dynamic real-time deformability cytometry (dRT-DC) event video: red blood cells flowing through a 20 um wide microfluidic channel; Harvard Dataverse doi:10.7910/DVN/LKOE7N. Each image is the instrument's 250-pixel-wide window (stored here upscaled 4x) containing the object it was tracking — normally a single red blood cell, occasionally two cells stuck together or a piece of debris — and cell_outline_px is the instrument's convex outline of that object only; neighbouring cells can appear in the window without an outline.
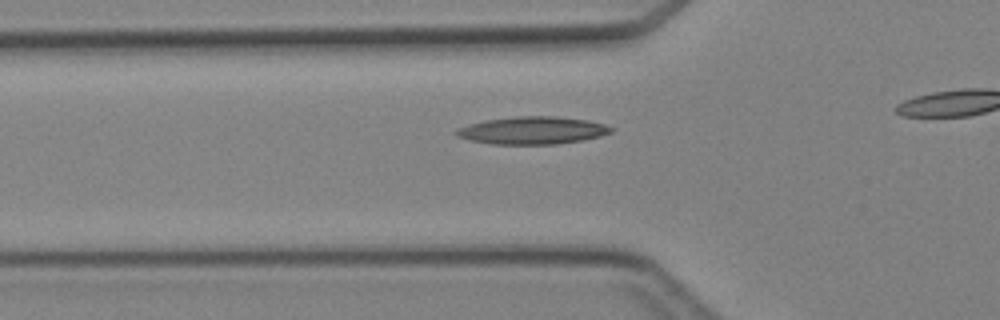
{"species": "Egyptian fruit bat (a non-hibernating species)", "species_latin": "Rousettus aegyptiacus", "temperature_condition": "cold", "stored_images_in_passage": 19, "camera_frame_rate_fps": 3000, "um_per_image_px": 0.085, "animal": {"sex": "female"}, "frame": {"image": 1, "passage_image": 6, "time_ms": 1.667, "image_size_px": [1000, 320], "cell_outline_px": [[616, 128], [612, 132], [600, 136], [580, 140], [556, 144], [492, 144], [468, 140], [456, 136], [452, 132], [456, 128], [468, 124], [484, 120], [516, 116], [556, 116], [588, 120], [604, 124]], "centroid_in_image_um": [45.21, 11.08], "position_along_channel_um": 80.6, "area_um2": 25.09}}
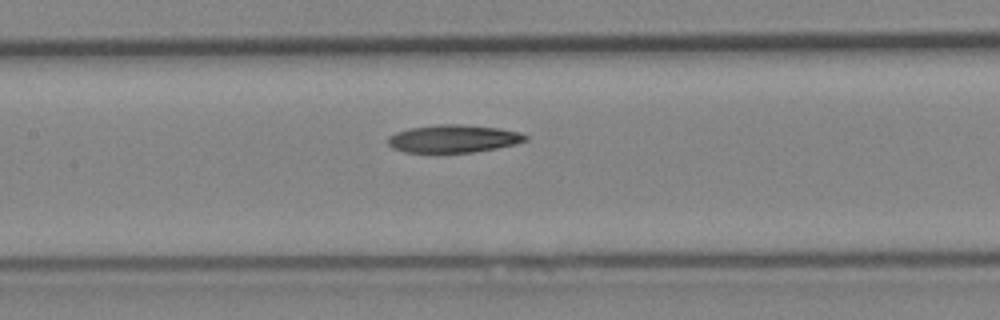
{"frame": {"image": 2, "passage_image": 12, "time_ms": 3.667, "image_size_px": [1000, 320], "cell_outline_px": [[528, 140], [516, 144], [496, 148], [472, 152], [404, 152], [392, 148], [388, 144], [388, 136], [396, 132], [412, 128], [436, 124], [460, 124], [500, 128], [520, 132], [528, 136]], "centroid_in_image_um": [38.56, 11.78], "position_along_channel_um": 168.8, "area_um2": 22.25}}
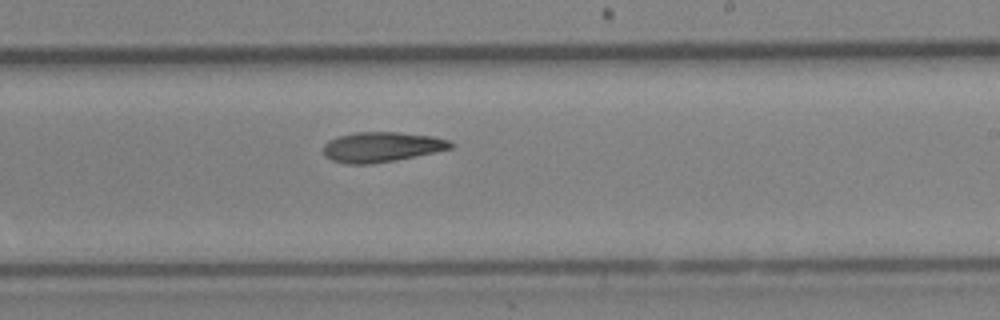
{"frame": {"image": 3, "passage_image": 18, "time_ms": 5.667, "image_size_px": [1000, 320], "cell_outline_px": [[456, 144], [452, 148], [396, 160], [368, 164], [348, 164], [332, 160], [324, 156], [324, 144], [328, 140], [340, 136], [356, 132], [400, 132], [432, 136], [448, 140]], "centroid_in_image_um": [32.44, 12.49], "position_along_channel_um": 256.6, "area_um2": 22.2}}